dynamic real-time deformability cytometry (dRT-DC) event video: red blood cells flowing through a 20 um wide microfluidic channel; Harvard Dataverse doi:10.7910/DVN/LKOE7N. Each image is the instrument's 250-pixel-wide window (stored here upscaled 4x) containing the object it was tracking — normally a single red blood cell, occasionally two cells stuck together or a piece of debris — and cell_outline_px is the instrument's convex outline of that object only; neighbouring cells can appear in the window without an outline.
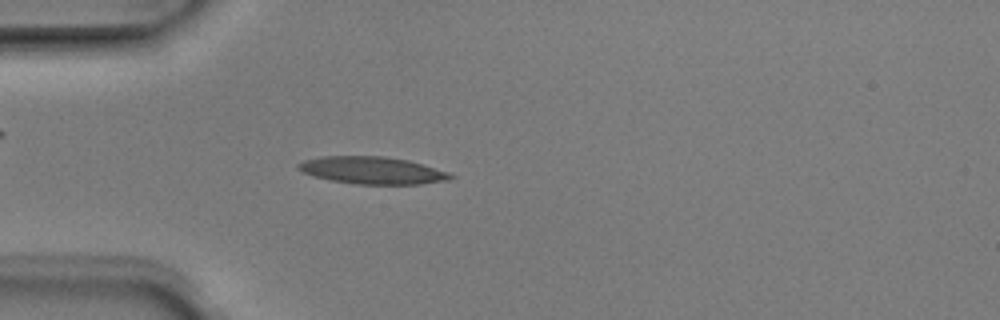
{"species": "Egyptian fruit bat (a non-hibernating species)", "species_latin": "Rousettus aegyptiacus", "temperature_condition": "room temperature", "stored_images_in_passage": 3, "camera_frame_rate_fps": 3000, "um_per_image_px": 0.085, "animal": {"sex": "male"}, "frame": {"image": 1, "passage_image": 3, "time_ms": 0.667, "image_size_px": [1000, 320], "cell_outline_px": [[456, 176], [448, 180], [420, 184], [360, 184], [332, 180], [312, 176], [296, 168], [296, 164], [304, 160], [320, 156], [384, 156], [408, 160], [448, 172]], "centroid_in_image_um": [31.62, 14.47], "position_along_channel_um": 53.4, "area_um2": 24.1}}